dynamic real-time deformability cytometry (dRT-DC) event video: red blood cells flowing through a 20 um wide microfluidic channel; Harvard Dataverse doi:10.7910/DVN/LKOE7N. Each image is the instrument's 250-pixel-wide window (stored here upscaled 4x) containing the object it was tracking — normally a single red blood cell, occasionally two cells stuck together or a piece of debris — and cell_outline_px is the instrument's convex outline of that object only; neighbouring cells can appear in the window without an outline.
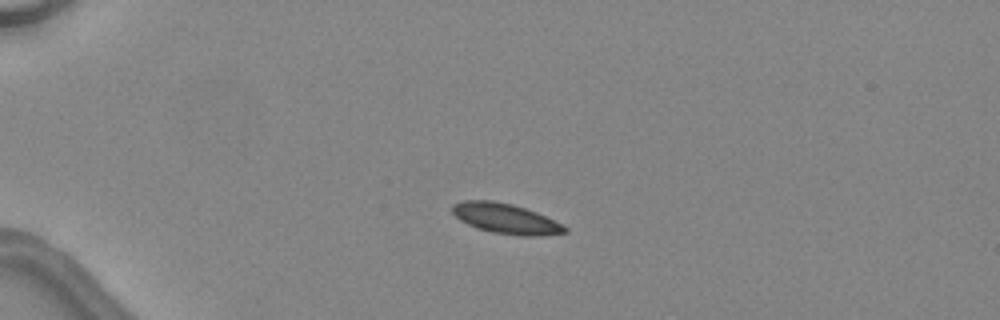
{"species": "common noctule bat (a hibernating species)", "species_latin": "Nyctalus noctula", "temperature_condition": "warm", "stored_images_in_passage": 2, "camera_frame_rate_fps": 3000, "um_per_image_px": 0.085, "animal": {"sex": "female", "body_mass_g": 24.6, "forearm_length_mm": 56.2}, "frame": {"image": 1, "passage_image": 1, "time_ms": 0.0, "image_size_px": [1000, 320], "cell_outline_px": [[568, 232], [540, 236], [520, 236], [492, 232], [476, 228], [460, 220], [452, 212], [452, 204], [464, 200], [492, 200], [512, 204], [536, 212], [568, 228]], "centroid_in_image_um": [42.96, 18.58], "position_along_channel_um": 42.0, "area_um2": 19.65}}